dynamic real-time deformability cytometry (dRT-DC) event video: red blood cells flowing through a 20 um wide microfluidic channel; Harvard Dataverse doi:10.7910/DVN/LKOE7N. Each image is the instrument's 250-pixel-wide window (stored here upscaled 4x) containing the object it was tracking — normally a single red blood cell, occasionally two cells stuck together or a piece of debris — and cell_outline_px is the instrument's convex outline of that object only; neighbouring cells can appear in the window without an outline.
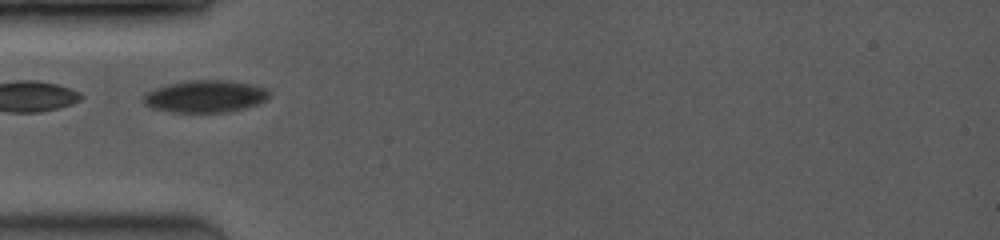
{"species": "common noctule bat (a hibernating species)", "species_latin": "Nyctalus noctula", "temperature_condition": "room temperature", "stored_images_in_passage": 17, "camera_frame_rate_fps": 3500, "um_per_image_px": 0.085, "animal": {"sex": "female", "body_mass_g": 19.0, "forearm_length_mm": 53.3}, "frame": {"image": 1, "passage_image": 1, "time_ms": 0.0, "image_size_px": [1000, 240], "cell_outline_px": [[268, 96], [260, 104], [228, 112], [172, 112], [152, 108], [144, 104], [144, 92], [168, 84], [192, 80], [228, 80], [252, 84], [268, 88]], "centroid_in_image_um": [17.45, 8.19], "position_along_channel_um": 67.5, "area_um2": 23.64}}